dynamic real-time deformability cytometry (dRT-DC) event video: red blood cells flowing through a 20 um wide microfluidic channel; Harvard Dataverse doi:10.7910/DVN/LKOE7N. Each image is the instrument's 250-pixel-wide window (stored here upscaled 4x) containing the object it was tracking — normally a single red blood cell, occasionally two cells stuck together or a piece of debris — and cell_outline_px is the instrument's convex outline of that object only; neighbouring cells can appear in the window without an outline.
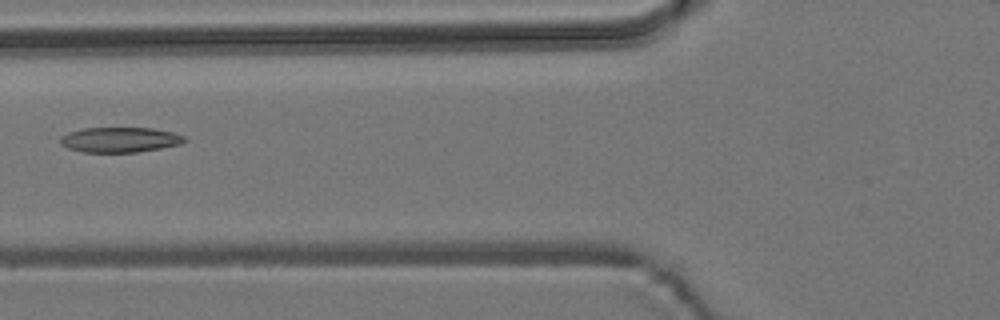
{"species": "common noctule bat (a hibernating species)", "species_latin": "Nyctalus noctula", "temperature_condition": "room temperature", "stored_images_in_passage": 7, "camera_frame_rate_fps": 3000, "um_per_image_px": 0.085, "animal": {"sex": "male", "body_mass_g": 19.2, "forearm_length_mm": 51.8}, "frame": {"image": 1, "passage_image": 6, "time_ms": 6.0, "image_size_px": [1000, 320], "cell_outline_px": [[188, 140], [180, 144], [160, 148], [136, 152], [80, 152], [68, 148], [60, 144], [60, 136], [68, 132], [84, 128], [152, 128], [172, 132], [184, 136]], "centroid_in_image_um": [10.16, 11.88], "position_along_channel_um": 115.6, "area_um2": 18.21}}
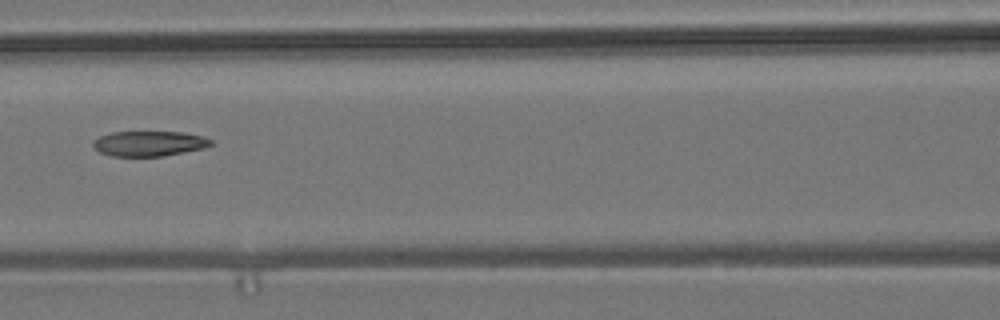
{"frame": {"image": 2, "passage_image": 7, "time_ms": 7.0, "image_size_px": [1000, 320], "cell_outline_px": [[212, 144], [204, 148], [164, 156], [112, 156], [100, 152], [92, 144], [92, 140], [100, 136], [112, 132], [184, 132], [204, 136], [212, 140]], "centroid_in_image_um": [12.69, 12.2], "position_along_channel_um": 153.9, "area_um2": 17.28}}